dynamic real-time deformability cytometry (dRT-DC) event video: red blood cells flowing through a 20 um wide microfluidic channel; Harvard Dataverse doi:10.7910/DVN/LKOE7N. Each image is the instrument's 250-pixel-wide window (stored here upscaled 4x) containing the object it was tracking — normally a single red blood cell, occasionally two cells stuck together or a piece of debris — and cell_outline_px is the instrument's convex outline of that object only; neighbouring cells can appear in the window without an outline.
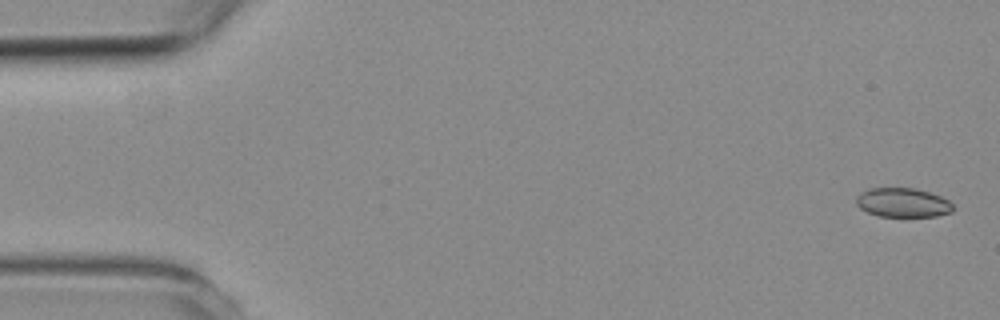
{"species": "common noctule bat (a hibernating species)", "species_latin": "Nyctalus noctula", "temperature_condition": "room temperature", "stored_images_in_passage": 7, "camera_frame_rate_fps": 3000, "um_per_image_px": 0.085, "animal": {"sex": "female", "body_mass_g": 19.3, "forearm_length_mm": 54.1}, "frame": {"image": 1, "passage_image": 1, "time_ms": 0.0, "image_size_px": [1000, 320], "cell_outline_px": [[952, 212], [936, 216], [880, 216], [868, 212], [860, 208], [856, 204], [856, 196], [860, 192], [868, 188], [916, 188], [940, 196], [948, 200], [952, 204]], "centroid_in_image_um": [76.71, 17.21], "position_along_channel_um": 8.3, "area_um2": 16.42}}
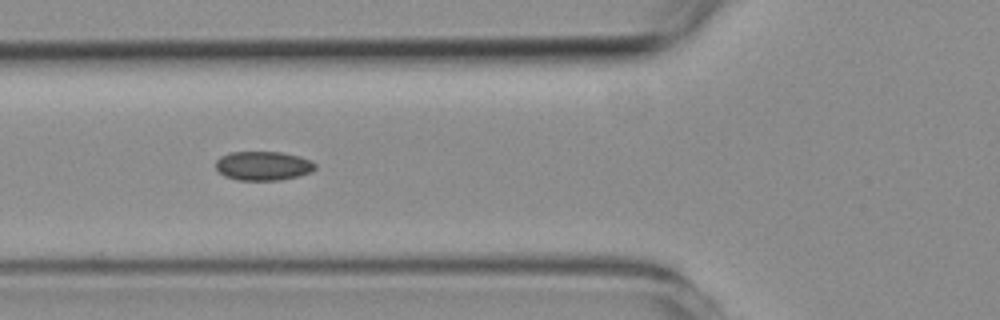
{"frame": {"image": 2, "passage_image": 5, "time_ms": 6.0, "image_size_px": [1000, 320], "cell_outline_px": [[316, 168], [312, 172], [280, 180], [236, 180], [224, 176], [216, 168], [216, 160], [220, 156], [232, 152], [280, 152], [300, 156], [312, 160], [316, 164]], "centroid_in_image_um": [22.38, 14.09], "position_along_channel_um": 103.4, "area_um2": 16.94}}
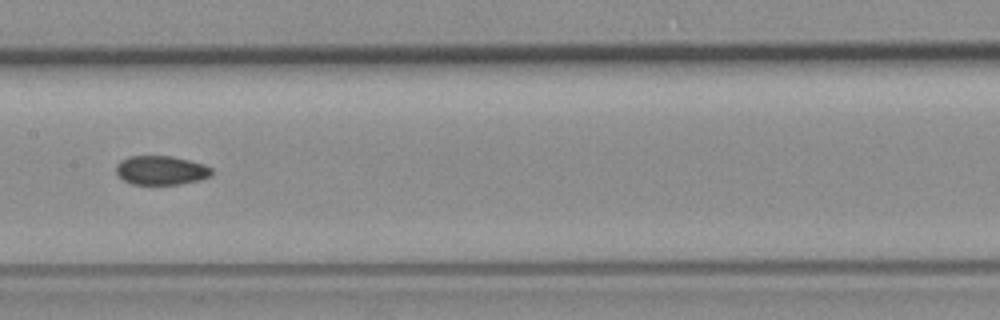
{"frame": {"image": 3, "passage_image": 7, "time_ms": 8.333, "image_size_px": [1000, 320], "cell_outline_px": [[212, 176], [200, 180], [180, 184], [132, 184], [124, 180], [116, 172], [116, 164], [120, 160], [128, 156], [172, 156], [204, 164], [212, 168]], "centroid_in_image_um": [13.7, 14.47], "position_along_channel_um": 193.7, "area_um2": 16.24}}